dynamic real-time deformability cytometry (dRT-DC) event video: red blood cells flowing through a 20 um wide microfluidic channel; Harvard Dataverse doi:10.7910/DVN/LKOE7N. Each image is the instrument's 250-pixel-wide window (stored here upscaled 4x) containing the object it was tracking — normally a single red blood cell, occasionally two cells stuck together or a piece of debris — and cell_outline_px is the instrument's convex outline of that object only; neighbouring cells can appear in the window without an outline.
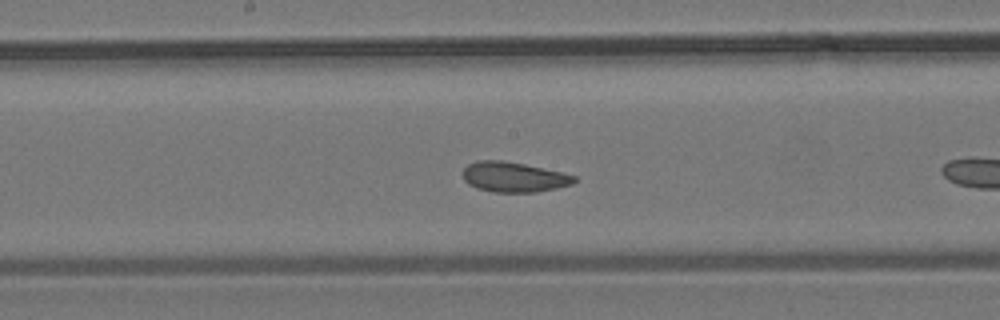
{"species": "common noctule bat (a hibernating species)", "species_latin": "Nyctalus noctula", "temperature_condition": "room temperature", "stored_images_in_passage": 18, "camera_frame_rate_fps": 3000, "um_per_image_px": 0.085, "animal": {"sex": "male", "body_mass_g": 19.2, "forearm_length_mm": 51.8}, "frame": {"image": 1, "passage_image": 13, "time_ms": 4.0, "image_size_px": [1000, 320], "cell_outline_px": [[576, 180], [572, 184], [556, 188], [536, 192], [492, 192], [476, 188], [468, 184], [464, 180], [464, 168], [468, 164], [480, 160], [500, 160], [524, 164], [560, 172], [576, 176]], "centroid_in_image_um": [43.65, 15.05], "position_along_channel_um": 204.5, "area_um2": 19.36}}
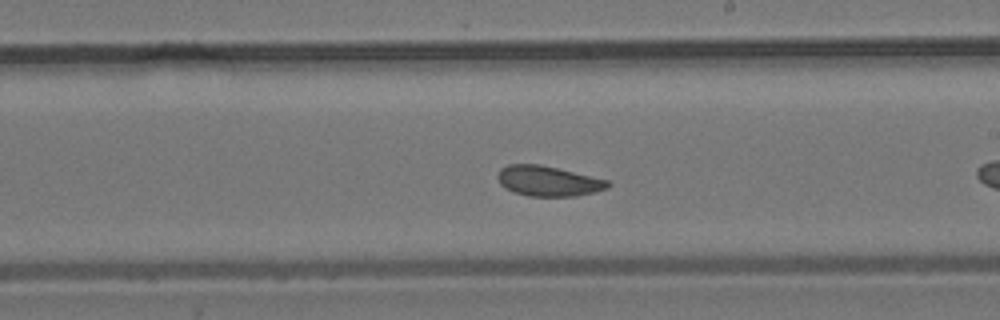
{"frame": {"image": 2, "passage_image": 16, "time_ms": 5.0, "image_size_px": [1000, 320], "cell_outline_px": [[612, 184], [608, 188], [576, 196], [528, 196], [516, 192], [500, 184], [496, 176], [500, 168], [508, 164], [540, 164], [608, 180]], "centroid_in_image_um": [46.59, 15.38], "position_along_channel_um": 242.4, "area_um2": 19.25}}